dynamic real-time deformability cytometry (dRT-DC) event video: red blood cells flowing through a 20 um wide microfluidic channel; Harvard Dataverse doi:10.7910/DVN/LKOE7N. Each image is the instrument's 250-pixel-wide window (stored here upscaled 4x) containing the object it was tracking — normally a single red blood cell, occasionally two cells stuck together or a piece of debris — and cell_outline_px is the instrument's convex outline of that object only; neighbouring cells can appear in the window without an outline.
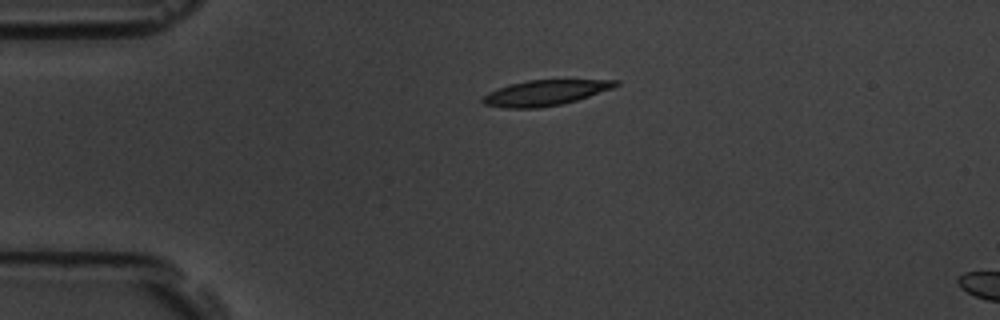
{"species": "common noctule bat (a hibernating species)", "species_latin": "Nyctalus noctula", "temperature_condition": "room temperature", "stored_images_in_passage": 2, "camera_frame_rate_fps": 3000, "um_per_image_px": 0.085, "animal": {"sex": "male", "body_mass_g": 19.5, "forearm_length_mm": 54.6}, "frame": {"image": 1, "passage_image": 1, "time_ms": 0.0, "image_size_px": [1000, 320], "cell_outline_px": [[620, 84], [612, 88], [576, 100], [560, 104], [536, 108], [504, 108], [484, 104], [480, 100], [488, 92], [496, 88], [508, 84], [528, 80], [620, 80]], "centroid_in_image_um": [46.28, 7.88], "position_along_channel_um": 38.7, "area_um2": 19.59}}